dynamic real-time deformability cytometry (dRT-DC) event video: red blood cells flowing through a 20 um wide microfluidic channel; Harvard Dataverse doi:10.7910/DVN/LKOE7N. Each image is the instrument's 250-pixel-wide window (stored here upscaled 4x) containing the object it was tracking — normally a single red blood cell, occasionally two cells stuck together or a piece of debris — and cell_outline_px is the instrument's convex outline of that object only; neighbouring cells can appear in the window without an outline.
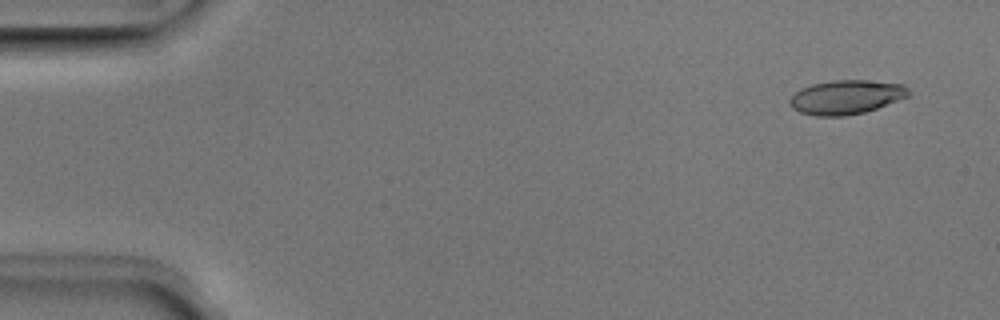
{"species": "Egyptian fruit bat (a non-hibernating species)", "species_latin": "Rousettus aegyptiacus", "temperature_condition": "room temperature", "stored_images_in_passage": 50, "camera_frame_rate_fps": 3000, "um_per_image_px": 0.085, "animal": {"sex": "male"}, "frame": {"image": 1, "passage_image": 3, "time_ms": 0.667, "image_size_px": [1000, 320], "cell_outline_px": [[912, 92], [908, 96], [876, 108], [864, 112], [844, 116], [816, 116], [800, 112], [792, 108], [788, 104], [788, 100], [800, 88], [812, 84], [832, 80], [864, 80], [904, 84]], "centroid_in_image_um": [71.9, 8.25], "position_along_channel_um": 13.1, "area_um2": 23.64}}
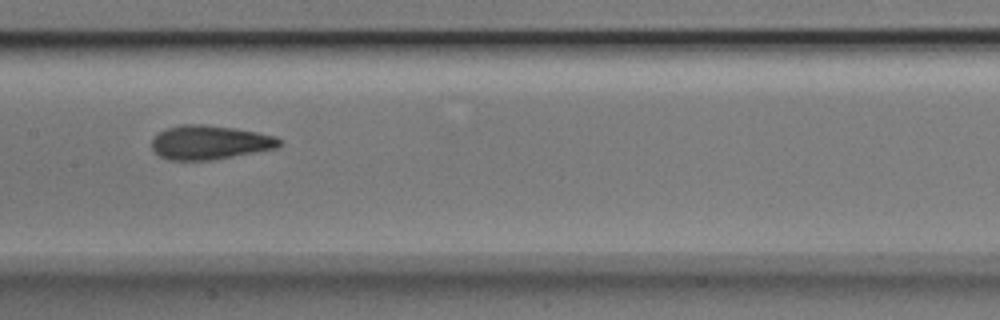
{"frame": {"image": 2, "passage_image": 25, "time_ms": 8.0, "image_size_px": [1000, 320], "cell_outline_px": [[280, 144], [276, 148], [212, 160], [168, 160], [160, 156], [152, 148], [152, 140], [160, 132], [168, 128], [180, 124], [204, 124], [236, 128], [276, 136], [280, 140]], "centroid_in_image_um": [17.82, 12.1], "position_along_channel_um": 189.6, "area_um2": 25.14}}
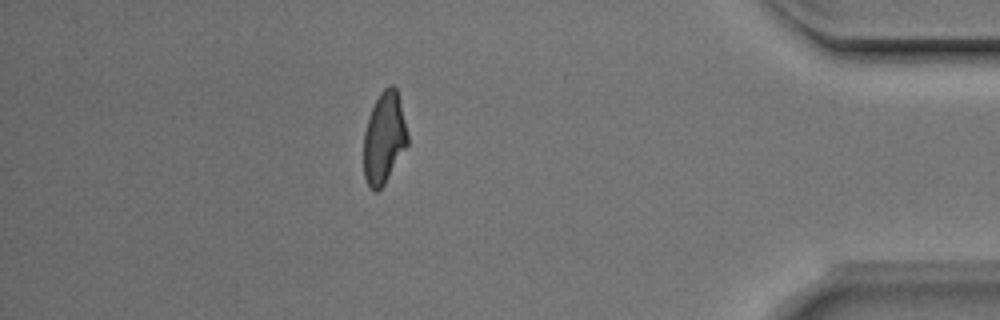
{"frame": {"image": 3, "passage_image": 44, "time_ms": 14.333, "image_size_px": [1000, 320], "cell_outline_px": [[408, 144], [384, 184], [376, 192], [368, 184], [364, 176], [364, 132], [368, 116], [380, 92], [388, 84], [392, 84], [396, 88], [408, 132]], "centroid_in_image_um": [32.65, 11.7], "position_along_channel_um": 402.6, "area_um2": 23.24}, "authors_computed_cell_mechanics": {"area_um2": 24.1893, "velocity_mm_per_s": 4.0272, "shape_relaxation_time_tau1_ms": 3.1463, "shape_relaxation_time_tau2_ms": 1.8922, "deformation_change_tau1": 0.1591, "deformation_change_tau2": 0.0751}}